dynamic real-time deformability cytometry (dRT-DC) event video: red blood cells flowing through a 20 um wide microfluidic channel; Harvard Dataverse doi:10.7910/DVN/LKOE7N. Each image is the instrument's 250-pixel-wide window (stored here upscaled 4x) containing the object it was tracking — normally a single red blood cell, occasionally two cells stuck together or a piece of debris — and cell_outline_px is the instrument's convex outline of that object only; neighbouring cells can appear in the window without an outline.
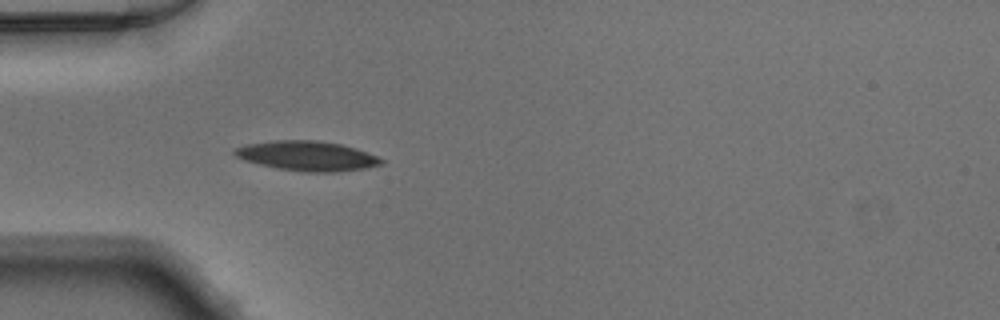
{"species": "Egyptian fruit bat (a non-hibernating species)", "species_latin": "Rousettus aegyptiacus", "temperature_condition": "warm", "stored_images_in_passage": 18, "camera_frame_rate_fps": 3000, "um_per_image_px": 0.085, "animal": {"sex": "male"}, "frame": {"image": 1, "passage_image": 3, "time_ms": 0.667, "image_size_px": [1000, 320], "cell_outline_px": [[384, 164], [364, 168], [336, 172], [304, 172], [276, 168], [244, 160], [236, 156], [232, 152], [232, 148], [244, 144], [272, 140], [316, 140], [340, 144], [356, 148], [376, 156], [384, 160]], "centroid_in_image_um": [26.06, 13.24], "position_along_channel_um": 58.9, "area_um2": 25.55}}
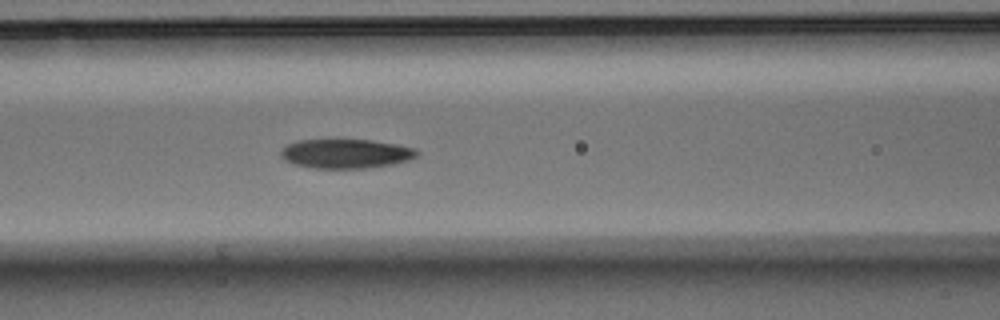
{"frame": {"image": 2, "passage_image": 9, "time_ms": 2.667, "image_size_px": [1000, 320], "cell_outline_px": [[420, 152], [416, 156], [408, 160], [392, 164], [364, 168], [316, 168], [296, 164], [284, 160], [280, 156], [280, 152], [288, 144], [300, 140], [372, 140], [396, 144], [416, 148]], "centroid_in_image_um": [29.42, 13.05], "position_along_channel_um": 137.2, "area_um2": 23.0}}
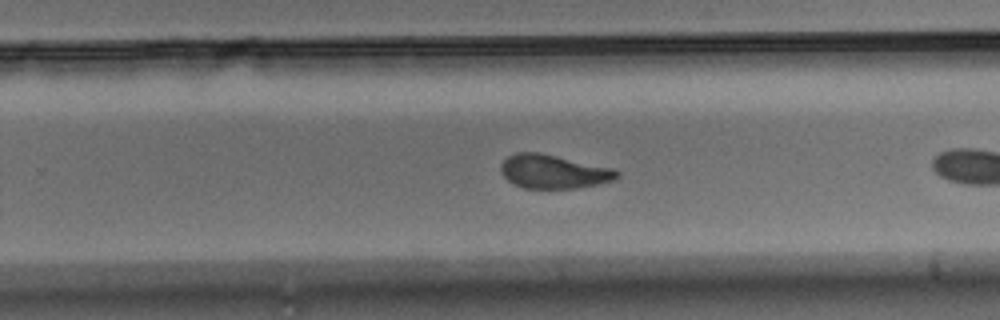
{"frame": {"image": 3, "passage_image": 17, "time_ms": 5.333, "image_size_px": [1000, 320], "cell_outline_px": [[620, 176], [612, 180], [596, 184], [576, 188], [524, 188], [512, 184], [500, 172], [500, 164], [508, 156], [516, 152], [540, 152], [612, 168], [620, 172]], "centroid_in_image_um": [47.01, 14.58], "position_along_channel_um": 282.8, "area_um2": 22.83}}